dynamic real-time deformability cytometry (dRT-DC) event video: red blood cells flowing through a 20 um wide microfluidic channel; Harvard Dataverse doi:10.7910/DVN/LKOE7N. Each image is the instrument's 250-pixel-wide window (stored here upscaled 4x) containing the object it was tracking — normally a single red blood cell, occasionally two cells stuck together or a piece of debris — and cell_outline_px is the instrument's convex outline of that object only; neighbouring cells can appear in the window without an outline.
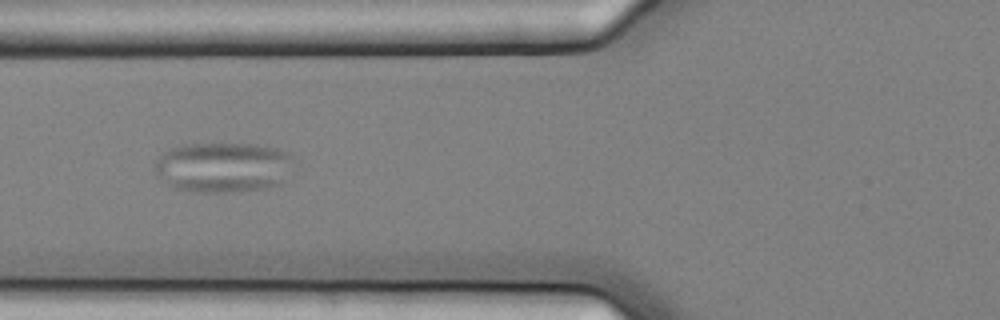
{"species": "common noctule bat (a hibernating species)", "species_latin": "Nyctalus noctula", "temperature_condition": "cold", "stored_images_in_passage": 9, "camera_frame_rate_fps": 3000, "um_per_image_px": 0.085, "animal": {"sex": "female", "body_mass_g": 25.1}, "frame": {"image": 1, "passage_image": 4, "time_ms": 1.0, "image_size_px": [1000, 320], "cell_outline_px": [[288, 156], [280, 184], [268, 188], [224, 192], [200, 192], [172, 188], [156, 176], [156, 160], [168, 148], [180, 144], [256, 144], [276, 148], [288, 152]], "centroid_in_image_um": [18.82, 14.21], "position_along_channel_um": 107.0, "area_um2": 39.94}}